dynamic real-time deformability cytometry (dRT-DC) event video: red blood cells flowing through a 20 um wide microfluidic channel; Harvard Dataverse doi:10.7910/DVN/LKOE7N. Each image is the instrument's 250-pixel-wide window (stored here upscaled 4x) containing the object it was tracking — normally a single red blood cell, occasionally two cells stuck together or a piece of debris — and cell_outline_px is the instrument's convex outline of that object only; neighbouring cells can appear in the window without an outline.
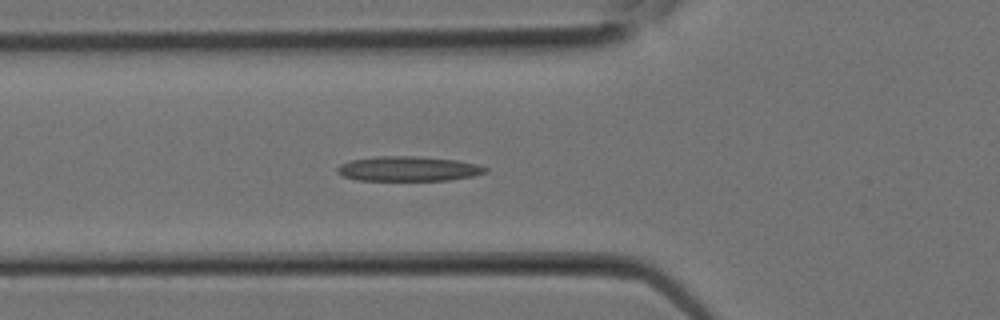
{"species": "Egyptian fruit bat (a non-hibernating species)", "species_latin": "Rousettus aegyptiacus", "temperature_condition": "room temperature", "stored_images_in_passage": 25, "segment_of_instrument_passage": [1, 2], "camera_frame_rate_fps": 3000, "um_per_image_px": 0.085, "animal": {"sex": "female"}, "frame": {"image": 1, "passage_image": 8, "time_ms": 2.333, "image_size_px": [1000, 320], "cell_outline_px": [[488, 172], [472, 176], [448, 180], [356, 180], [340, 176], [336, 172], [336, 168], [340, 164], [352, 160], [376, 156], [420, 156], [456, 160], [476, 164], [488, 168]], "centroid_in_image_um": [34.67, 14.34], "position_along_channel_um": 91.1, "area_um2": 21.5}}
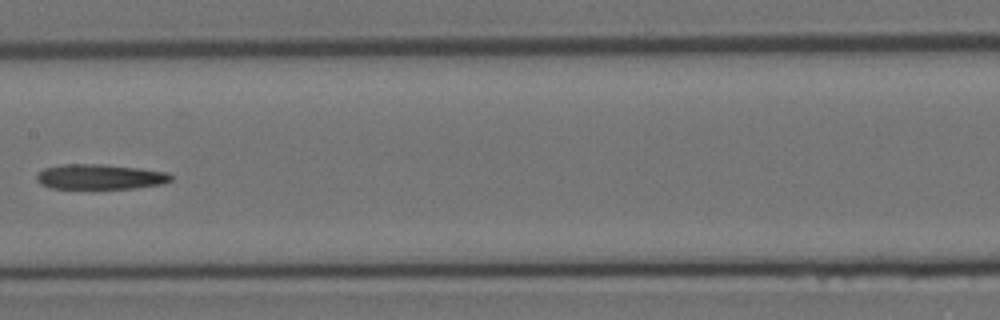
{"frame": {"image": 2, "passage_image": 12, "time_ms": 3.667, "image_size_px": [1000, 320], "cell_outline_px": [[172, 180], [164, 184], [136, 188], [52, 188], [40, 184], [36, 180], [36, 176], [44, 168], [64, 164], [100, 164], [140, 168], [168, 172], [172, 176]], "centroid_in_image_um": [8.54, 15.02], "position_along_channel_um": 198.9, "area_um2": 19.65}}
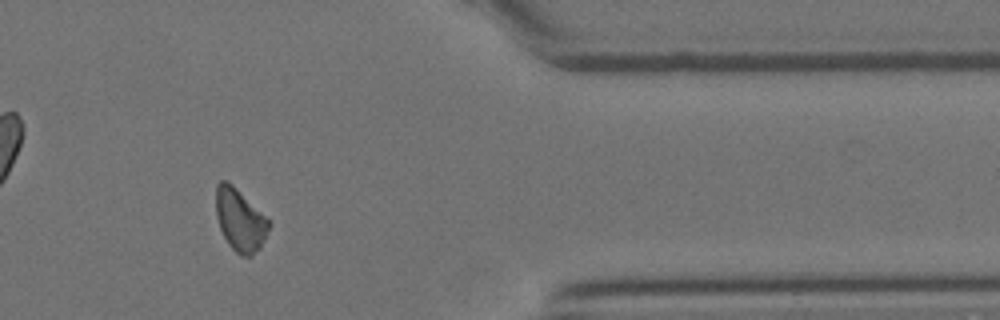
{"frame": {"image": 3, "passage_image": 20, "time_ms": 6.333, "image_size_px": [1000, 320], "cell_outline_px": [[272, 224], [260, 248], [252, 256], [240, 256], [228, 244], [220, 228], [216, 216], [216, 184], [220, 180], [228, 180]], "centroid_in_image_um": [20.39, 18.71], "position_along_channel_um": 391.0, "area_um2": 19.07}}